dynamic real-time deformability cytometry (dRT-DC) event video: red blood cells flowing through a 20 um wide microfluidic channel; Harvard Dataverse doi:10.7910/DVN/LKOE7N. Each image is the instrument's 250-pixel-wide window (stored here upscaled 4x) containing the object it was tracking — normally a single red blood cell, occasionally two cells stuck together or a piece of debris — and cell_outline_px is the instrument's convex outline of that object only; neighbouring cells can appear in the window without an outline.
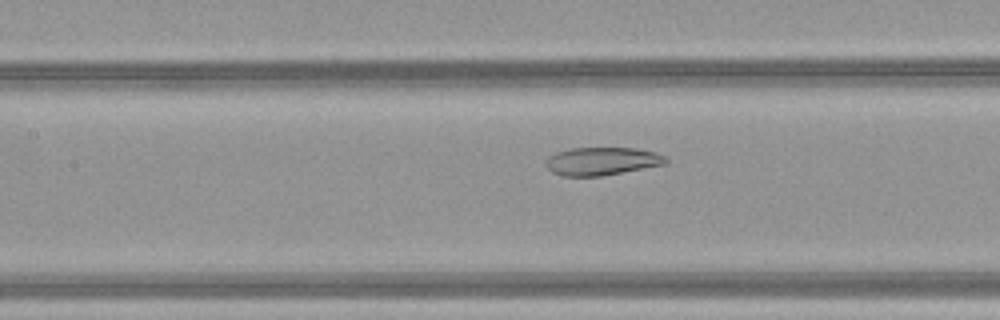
{"species": "common noctule bat (a hibernating species)", "species_latin": "Nyctalus noctula", "temperature_condition": "warm", "stored_images_in_passage": 30, "camera_frame_rate_fps": 3000, "um_per_image_px": 0.085, "animal": {"sex": "female", "body_mass_g": 21.9}, "frame": {"image": 1, "passage_image": 12, "time_ms": 3.667, "image_size_px": [1000, 320], "cell_outline_px": [[668, 164], [600, 176], [564, 176], [552, 172], [544, 164], [544, 160], [548, 156], [556, 152], [572, 148], [636, 148], [656, 152], [664, 156], [668, 160]], "centroid_in_image_um": [51.15, 13.7], "position_along_channel_um": 156.2, "area_um2": 19.71}}
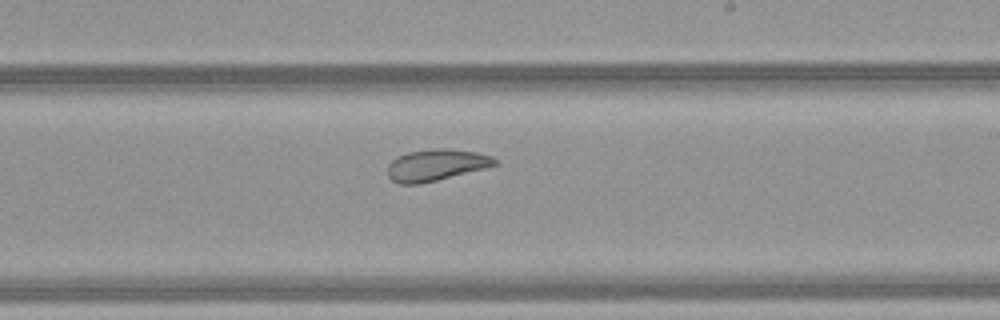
{"frame": {"image": 2, "passage_image": 19, "time_ms": 6.0, "image_size_px": [1000, 320], "cell_outline_px": [[500, 164], [488, 168], [420, 184], [400, 184], [392, 180], [388, 176], [388, 164], [392, 160], [408, 152], [436, 148], [448, 148], [476, 152], [492, 156]], "centroid_in_image_um": [37.11, 14.03], "position_along_channel_um": 251.9, "area_um2": 19.83}}
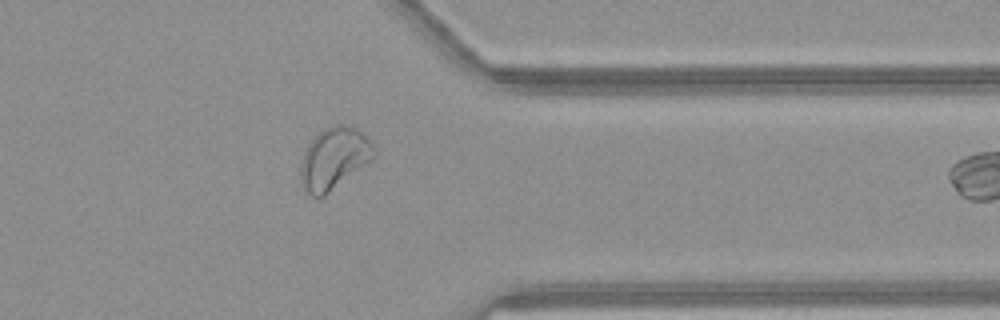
{"frame": {"image": 3, "passage_image": 29, "time_ms": 9.333, "image_size_px": [1000, 320], "cell_outline_px": [[376, 156], [372, 160], [324, 196], [312, 196], [300, 184], [300, 164], [304, 152], [308, 144], [324, 128], [336, 124], [348, 124], [356, 128], [376, 148]], "centroid_in_image_um": [28.39, 13.46], "position_along_channel_um": 383.0, "area_um2": 26.3}}